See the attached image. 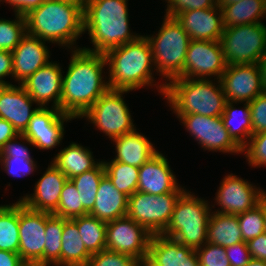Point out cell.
<instances>
[{
  "mask_svg": "<svg viewBox=\"0 0 266 266\" xmlns=\"http://www.w3.org/2000/svg\"><path fill=\"white\" fill-rule=\"evenodd\" d=\"M242 241L237 215L211 212L207 227V242L226 248Z\"/></svg>",
  "mask_w": 266,
  "mask_h": 266,
  "instance_id": "cell-29",
  "label": "cell"
},
{
  "mask_svg": "<svg viewBox=\"0 0 266 266\" xmlns=\"http://www.w3.org/2000/svg\"><path fill=\"white\" fill-rule=\"evenodd\" d=\"M220 184L215 203L221 210L213 212L238 215L255 208L266 195L262 188L232 173L227 174Z\"/></svg>",
  "mask_w": 266,
  "mask_h": 266,
  "instance_id": "cell-14",
  "label": "cell"
},
{
  "mask_svg": "<svg viewBox=\"0 0 266 266\" xmlns=\"http://www.w3.org/2000/svg\"><path fill=\"white\" fill-rule=\"evenodd\" d=\"M22 266H40L37 263H24Z\"/></svg>",
  "mask_w": 266,
  "mask_h": 266,
  "instance_id": "cell-58",
  "label": "cell"
},
{
  "mask_svg": "<svg viewBox=\"0 0 266 266\" xmlns=\"http://www.w3.org/2000/svg\"><path fill=\"white\" fill-rule=\"evenodd\" d=\"M68 178L52 163L36 182L33 194H26L19 201L28 209L53 213L60 200L64 184Z\"/></svg>",
  "mask_w": 266,
  "mask_h": 266,
  "instance_id": "cell-19",
  "label": "cell"
},
{
  "mask_svg": "<svg viewBox=\"0 0 266 266\" xmlns=\"http://www.w3.org/2000/svg\"><path fill=\"white\" fill-rule=\"evenodd\" d=\"M127 90L108 89L82 116L111 140L136 129L124 101Z\"/></svg>",
  "mask_w": 266,
  "mask_h": 266,
  "instance_id": "cell-8",
  "label": "cell"
},
{
  "mask_svg": "<svg viewBox=\"0 0 266 266\" xmlns=\"http://www.w3.org/2000/svg\"><path fill=\"white\" fill-rule=\"evenodd\" d=\"M21 84L0 86V118L10 122L19 134L28 126L31 117L40 108Z\"/></svg>",
  "mask_w": 266,
  "mask_h": 266,
  "instance_id": "cell-20",
  "label": "cell"
},
{
  "mask_svg": "<svg viewBox=\"0 0 266 266\" xmlns=\"http://www.w3.org/2000/svg\"><path fill=\"white\" fill-rule=\"evenodd\" d=\"M174 190H186L177 183V178L169 166L168 159L160 152L139 167L137 191L162 195Z\"/></svg>",
  "mask_w": 266,
  "mask_h": 266,
  "instance_id": "cell-22",
  "label": "cell"
},
{
  "mask_svg": "<svg viewBox=\"0 0 266 266\" xmlns=\"http://www.w3.org/2000/svg\"><path fill=\"white\" fill-rule=\"evenodd\" d=\"M174 18L191 40L220 41L224 31L222 11L218 4L212 8L181 12Z\"/></svg>",
  "mask_w": 266,
  "mask_h": 266,
  "instance_id": "cell-21",
  "label": "cell"
},
{
  "mask_svg": "<svg viewBox=\"0 0 266 266\" xmlns=\"http://www.w3.org/2000/svg\"><path fill=\"white\" fill-rule=\"evenodd\" d=\"M46 212L28 209L19 201V251L26 263L43 266Z\"/></svg>",
  "mask_w": 266,
  "mask_h": 266,
  "instance_id": "cell-16",
  "label": "cell"
},
{
  "mask_svg": "<svg viewBox=\"0 0 266 266\" xmlns=\"http://www.w3.org/2000/svg\"><path fill=\"white\" fill-rule=\"evenodd\" d=\"M244 266H266V261L251 258L248 263H246Z\"/></svg>",
  "mask_w": 266,
  "mask_h": 266,
  "instance_id": "cell-54",
  "label": "cell"
},
{
  "mask_svg": "<svg viewBox=\"0 0 266 266\" xmlns=\"http://www.w3.org/2000/svg\"><path fill=\"white\" fill-rule=\"evenodd\" d=\"M71 220L77 225L80 237L91 254L106 249V222L89 214Z\"/></svg>",
  "mask_w": 266,
  "mask_h": 266,
  "instance_id": "cell-32",
  "label": "cell"
},
{
  "mask_svg": "<svg viewBox=\"0 0 266 266\" xmlns=\"http://www.w3.org/2000/svg\"><path fill=\"white\" fill-rule=\"evenodd\" d=\"M63 226L64 218L46 212L43 266H60Z\"/></svg>",
  "mask_w": 266,
  "mask_h": 266,
  "instance_id": "cell-35",
  "label": "cell"
},
{
  "mask_svg": "<svg viewBox=\"0 0 266 266\" xmlns=\"http://www.w3.org/2000/svg\"><path fill=\"white\" fill-rule=\"evenodd\" d=\"M15 20L0 19V50L13 51L26 34V20L15 13Z\"/></svg>",
  "mask_w": 266,
  "mask_h": 266,
  "instance_id": "cell-38",
  "label": "cell"
},
{
  "mask_svg": "<svg viewBox=\"0 0 266 266\" xmlns=\"http://www.w3.org/2000/svg\"><path fill=\"white\" fill-rule=\"evenodd\" d=\"M51 163L70 180L75 176L94 169L99 163L95 161L93 152L81 144L72 142L61 149Z\"/></svg>",
  "mask_w": 266,
  "mask_h": 266,
  "instance_id": "cell-27",
  "label": "cell"
},
{
  "mask_svg": "<svg viewBox=\"0 0 266 266\" xmlns=\"http://www.w3.org/2000/svg\"><path fill=\"white\" fill-rule=\"evenodd\" d=\"M204 150L240 154L242 148L232 139L220 117L200 114L176 115Z\"/></svg>",
  "mask_w": 266,
  "mask_h": 266,
  "instance_id": "cell-11",
  "label": "cell"
},
{
  "mask_svg": "<svg viewBox=\"0 0 266 266\" xmlns=\"http://www.w3.org/2000/svg\"><path fill=\"white\" fill-rule=\"evenodd\" d=\"M24 17L29 35L70 50L80 49L73 46L84 34L83 0H45Z\"/></svg>",
  "mask_w": 266,
  "mask_h": 266,
  "instance_id": "cell-2",
  "label": "cell"
},
{
  "mask_svg": "<svg viewBox=\"0 0 266 266\" xmlns=\"http://www.w3.org/2000/svg\"><path fill=\"white\" fill-rule=\"evenodd\" d=\"M162 23L157 34L145 37L151 47L157 74L167 79L156 87L159 86L158 92L164 95L168 81L184 77V62L191 39L175 18L164 15Z\"/></svg>",
  "mask_w": 266,
  "mask_h": 266,
  "instance_id": "cell-6",
  "label": "cell"
},
{
  "mask_svg": "<svg viewBox=\"0 0 266 266\" xmlns=\"http://www.w3.org/2000/svg\"><path fill=\"white\" fill-rule=\"evenodd\" d=\"M243 0H217L218 6L221 7L222 5H229L232 3H237Z\"/></svg>",
  "mask_w": 266,
  "mask_h": 266,
  "instance_id": "cell-56",
  "label": "cell"
},
{
  "mask_svg": "<svg viewBox=\"0 0 266 266\" xmlns=\"http://www.w3.org/2000/svg\"><path fill=\"white\" fill-rule=\"evenodd\" d=\"M112 141L116 145V155L113 160L130 166L141 167L158 152L152 142L137 129Z\"/></svg>",
  "mask_w": 266,
  "mask_h": 266,
  "instance_id": "cell-26",
  "label": "cell"
},
{
  "mask_svg": "<svg viewBox=\"0 0 266 266\" xmlns=\"http://www.w3.org/2000/svg\"><path fill=\"white\" fill-rule=\"evenodd\" d=\"M138 260L110 250L92 254L87 266H137Z\"/></svg>",
  "mask_w": 266,
  "mask_h": 266,
  "instance_id": "cell-43",
  "label": "cell"
},
{
  "mask_svg": "<svg viewBox=\"0 0 266 266\" xmlns=\"http://www.w3.org/2000/svg\"><path fill=\"white\" fill-rule=\"evenodd\" d=\"M167 9L165 16L174 18L181 12L195 9H205L215 7L217 0H166Z\"/></svg>",
  "mask_w": 266,
  "mask_h": 266,
  "instance_id": "cell-44",
  "label": "cell"
},
{
  "mask_svg": "<svg viewBox=\"0 0 266 266\" xmlns=\"http://www.w3.org/2000/svg\"><path fill=\"white\" fill-rule=\"evenodd\" d=\"M24 263L18 253L0 250V266H22Z\"/></svg>",
  "mask_w": 266,
  "mask_h": 266,
  "instance_id": "cell-52",
  "label": "cell"
},
{
  "mask_svg": "<svg viewBox=\"0 0 266 266\" xmlns=\"http://www.w3.org/2000/svg\"><path fill=\"white\" fill-rule=\"evenodd\" d=\"M19 200L0 205V250L19 251Z\"/></svg>",
  "mask_w": 266,
  "mask_h": 266,
  "instance_id": "cell-33",
  "label": "cell"
},
{
  "mask_svg": "<svg viewBox=\"0 0 266 266\" xmlns=\"http://www.w3.org/2000/svg\"><path fill=\"white\" fill-rule=\"evenodd\" d=\"M251 258L266 261V232L247 242Z\"/></svg>",
  "mask_w": 266,
  "mask_h": 266,
  "instance_id": "cell-49",
  "label": "cell"
},
{
  "mask_svg": "<svg viewBox=\"0 0 266 266\" xmlns=\"http://www.w3.org/2000/svg\"><path fill=\"white\" fill-rule=\"evenodd\" d=\"M105 167V174L109 177L114 187L130 197L137 191L139 167L114 161H102Z\"/></svg>",
  "mask_w": 266,
  "mask_h": 266,
  "instance_id": "cell-34",
  "label": "cell"
},
{
  "mask_svg": "<svg viewBox=\"0 0 266 266\" xmlns=\"http://www.w3.org/2000/svg\"><path fill=\"white\" fill-rule=\"evenodd\" d=\"M19 133L13 125L5 119L0 118V149L10 140L18 136Z\"/></svg>",
  "mask_w": 266,
  "mask_h": 266,
  "instance_id": "cell-51",
  "label": "cell"
},
{
  "mask_svg": "<svg viewBox=\"0 0 266 266\" xmlns=\"http://www.w3.org/2000/svg\"><path fill=\"white\" fill-rule=\"evenodd\" d=\"M127 211L128 196L118 191L105 174L98 186L95 205L88 214L109 222L127 216Z\"/></svg>",
  "mask_w": 266,
  "mask_h": 266,
  "instance_id": "cell-25",
  "label": "cell"
},
{
  "mask_svg": "<svg viewBox=\"0 0 266 266\" xmlns=\"http://www.w3.org/2000/svg\"><path fill=\"white\" fill-rule=\"evenodd\" d=\"M71 53L66 74L63 71L60 110L79 119L109 89L102 74L107 64L103 53L81 48Z\"/></svg>",
  "mask_w": 266,
  "mask_h": 266,
  "instance_id": "cell-1",
  "label": "cell"
},
{
  "mask_svg": "<svg viewBox=\"0 0 266 266\" xmlns=\"http://www.w3.org/2000/svg\"><path fill=\"white\" fill-rule=\"evenodd\" d=\"M71 119L75 118L62 113L58 108L40 107L22 134L29 139L33 147L41 150L52 149L62 143L64 122Z\"/></svg>",
  "mask_w": 266,
  "mask_h": 266,
  "instance_id": "cell-15",
  "label": "cell"
},
{
  "mask_svg": "<svg viewBox=\"0 0 266 266\" xmlns=\"http://www.w3.org/2000/svg\"><path fill=\"white\" fill-rule=\"evenodd\" d=\"M45 0H0L9 3L16 14L26 15L30 10L39 7Z\"/></svg>",
  "mask_w": 266,
  "mask_h": 266,
  "instance_id": "cell-50",
  "label": "cell"
},
{
  "mask_svg": "<svg viewBox=\"0 0 266 266\" xmlns=\"http://www.w3.org/2000/svg\"><path fill=\"white\" fill-rule=\"evenodd\" d=\"M220 81L226 100L238 104L264 92L258 63L227 65Z\"/></svg>",
  "mask_w": 266,
  "mask_h": 266,
  "instance_id": "cell-17",
  "label": "cell"
},
{
  "mask_svg": "<svg viewBox=\"0 0 266 266\" xmlns=\"http://www.w3.org/2000/svg\"><path fill=\"white\" fill-rule=\"evenodd\" d=\"M230 266H244L251 259L247 242H240L225 248Z\"/></svg>",
  "mask_w": 266,
  "mask_h": 266,
  "instance_id": "cell-47",
  "label": "cell"
},
{
  "mask_svg": "<svg viewBox=\"0 0 266 266\" xmlns=\"http://www.w3.org/2000/svg\"><path fill=\"white\" fill-rule=\"evenodd\" d=\"M45 41L26 33L12 51L13 79L18 84L24 82L50 60V51Z\"/></svg>",
  "mask_w": 266,
  "mask_h": 266,
  "instance_id": "cell-23",
  "label": "cell"
},
{
  "mask_svg": "<svg viewBox=\"0 0 266 266\" xmlns=\"http://www.w3.org/2000/svg\"><path fill=\"white\" fill-rule=\"evenodd\" d=\"M88 213L82 203H80L76 186L71 180H67L60 195L59 205L52 214L66 219H72L87 215Z\"/></svg>",
  "mask_w": 266,
  "mask_h": 266,
  "instance_id": "cell-37",
  "label": "cell"
},
{
  "mask_svg": "<svg viewBox=\"0 0 266 266\" xmlns=\"http://www.w3.org/2000/svg\"><path fill=\"white\" fill-rule=\"evenodd\" d=\"M152 234L128 216L106 222V249L140 261L148 257Z\"/></svg>",
  "mask_w": 266,
  "mask_h": 266,
  "instance_id": "cell-12",
  "label": "cell"
},
{
  "mask_svg": "<svg viewBox=\"0 0 266 266\" xmlns=\"http://www.w3.org/2000/svg\"><path fill=\"white\" fill-rule=\"evenodd\" d=\"M1 168L6 174L14 177H24L37 170V164L33 158H25V156L0 157Z\"/></svg>",
  "mask_w": 266,
  "mask_h": 266,
  "instance_id": "cell-42",
  "label": "cell"
},
{
  "mask_svg": "<svg viewBox=\"0 0 266 266\" xmlns=\"http://www.w3.org/2000/svg\"><path fill=\"white\" fill-rule=\"evenodd\" d=\"M9 75L13 78L12 51L0 50V86L11 85L10 82L3 80Z\"/></svg>",
  "mask_w": 266,
  "mask_h": 266,
  "instance_id": "cell-48",
  "label": "cell"
},
{
  "mask_svg": "<svg viewBox=\"0 0 266 266\" xmlns=\"http://www.w3.org/2000/svg\"><path fill=\"white\" fill-rule=\"evenodd\" d=\"M220 42L227 65L258 63L266 52V26L253 23L224 27Z\"/></svg>",
  "mask_w": 266,
  "mask_h": 266,
  "instance_id": "cell-9",
  "label": "cell"
},
{
  "mask_svg": "<svg viewBox=\"0 0 266 266\" xmlns=\"http://www.w3.org/2000/svg\"><path fill=\"white\" fill-rule=\"evenodd\" d=\"M200 266H230L225 248L206 242L196 250Z\"/></svg>",
  "mask_w": 266,
  "mask_h": 266,
  "instance_id": "cell-41",
  "label": "cell"
},
{
  "mask_svg": "<svg viewBox=\"0 0 266 266\" xmlns=\"http://www.w3.org/2000/svg\"><path fill=\"white\" fill-rule=\"evenodd\" d=\"M252 135L266 131V92L249 102Z\"/></svg>",
  "mask_w": 266,
  "mask_h": 266,
  "instance_id": "cell-45",
  "label": "cell"
},
{
  "mask_svg": "<svg viewBox=\"0 0 266 266\" xmlns=\"http://www.w3.org/2000/svg\"><path fill=\"white\" fill-rule=\"evenodd\" d=\"M243 153L250 166H266V131L251 135L249 142L242 148Z\"/></svg>",
  "mask_w": 266,
  "mask_h": 266,
  "instance_id": "cell-40",
  "label": "cell"
},
{
  "mask_svg": "<svg viewBox=\"0 0 266 266\" xmlns=\"http://www.w3.org/2000/svg\"><path fill=\"white\" fill-rule=\"evenodd\" d=\"M211 211L208 200L185 190L179 196L169 225L162 235L196 250L207 242Z\"/></svg>",
  "mask_w": 266,
  "mask_h": 266,
  "instance_id": "cell-7",
  "label": "cell"
},
{
  "mask_svg": "<svg viewBox=\"0 0 266 266\" xmlns=\"http://www.w3.org/2000/svg\"><path fill=\"white\" fill-rule=\"evenodd\" d=\"M91 256L80 237L77 225L71 219L64 218L60 266H87Z\"/></svg>",
  "mask_w": 266,
  "mask_h": 266,
  "instance_id": "cell-28",
  "label": "cell"
},
{
  "mask_svg": "<svg viewBox=\"0 0 266 266\" xmlns=\"http://www.w3.org/2000/svg\"><path fill=\"white\" fill-rule=\"evenodd\" d=\"M128 0H83L84 33L88 31L94 48L81 49L93 53L135 41L140 35L129 28Z\"/></svg>",
  "mask_w": 266,
  "mask_h": 266,
  "instance_id": "cell-3",
  "label": "cell"
},
{
  "mask_svg": "<svg viewBox=\"0 0 266 266\" xmlns=\"http://www.w3.org/2000/svg\"><path fill=\"white\" fill-rule=\"evenodd\" d=\"M137 266H157V265L154 264L148 257H145L140 261H138Z\"/></svg>",
  "mask_w": 266,
  "mask_h": 266,
  "instance_id": "cell-55",
  "label": "cell"
},
{
  "mask_svg": "<svg viewBox=\"0 0 266 266\" xmlns=\"http://www.w3.org/2000/svg\"><path fill=\"white\" fill-rule=\"evenodd\" d=\"M21 139V140H20ZM20 140L22 142H19ZM33 146V144L29 141V139L23 134H19L13 139H10L1 149H0V157H14V156H25V158H32L30 155V150L27 145Z\"/></svg>",
  "mask_w": 266,
  "mask_h": 266,
  "instance_id": "cell-46",
  "label": "cell"
},
{
  "mask_svg": "<svg viewBox=\"0 0 266 266\" xmlns=\"http://www.w3.org/2000/svg\"><path fill=\"white\" fill-rule=\"evenodd\" d=\"M263 215H264L265 232H266V195L263 197Z\"/></svg>",
  "mask_w": 266,
  "mask_h": 266,
  "instance_id": "cell-57",
  "label": "cell"
},
{
  "mask_svg": "<svg viewBox=\"0 0 266 266\" xmlns=\"http://www.w3.org/2000/svg\"><path fill=\"white\" fill-rule=\"evenodd\" d=\"M104 56L109 66L107 82L110 89L133 91L157 85L153 84L156 81L153 54L144 35L108 50Z\"/></svg>",
  "mask_w": 266,
  "mask_h": 266,
  "instance_id": "cell-4",
  "label": "cell"
},
{
  "mask_svg": "<svg viewBox=\"0 0 266 266\" xmlns=\"http://www.w3.org/2000/svg\"><path fill=\"white\" fill-rule=\"evenodd\" d=\"M185 190H174L162 195L136 191L128 197L127 216L145 227L152 235L162 234L172 217L174 206Z\"/></svg>",
  "mask_w": 266,
  "mask_h": 266,
  "instance_id": "cell-10",
  "label": "cell"
},
{
  "mask_svg": "<svg viewBox=\"0 0 266 266\" xmlns=\"http://www.w3.org/2000/svg\"><path fill=\"white\" fill-rule=\"evenodd\" d=\"M226 67L220 41H190L184 62V78L210 79L214 76V81L220 80Z\"/></svg>",
  "mask_w": 266,
  "mask_h": 266,
  "instance_id": "cell-13",
  "label": "cell"
},
{
  "mask_svg": "<svg viewBox=\"0 0 266 266\" xmlns=\"http://www.w3.org/2000/svg\"><path fill=\"white\" fill-rule=\"evenodd\" d=\"M237 218L244 242H248L264 233L263 198L255 208L238 214Z\"/></svg>",
  "mask_w": 266,
  "mask_h": 266,
  "instance_id": "cell-39",
  "label": "cell"
},
{
  "mask_svg": "<svg viewBox=\"0 0 266 266\" xmlns=\"http://www.w3.org/2000/svg\"><path fill=\"white\" fill-rule=\"evenodd\" d=\"M104 175L105 167L103 162L100 161L94 169L70 179L79 193L80 203L88 212L95 205L98 186Z\"/></svg>",
  "mask_w": 266,
  "mask_h": 266,
  "instance_id": "cell-36",
  "label": "cell"
},
{
  "mask_svg": "<svg viewBox=\"0 0 266 266\" xmlns=\"http://www.w3.org/2000/svg\"><path fill=\"white\" fill-rule=\"evenodd\" d=\"M148 258L157 266H200L195 249L162 234L152 235Z\"/></svg>",
  "mask_w": 266,
  "mask_h": 266,
  "instance_id": "cell-24",
  "label": "cell"
},
{
  "mask_svg": "<svg viewBox=\"0 0 266 266\" xmlns=\"http://www.w3.org/2000/svg\"><path fill=\"white\" fill-rule=\"evenodd\" d=\"M61 69L59 63L49 61L21 83L38 106L47 107L52 101L51 107L60 109L63 84Z\"/></svg>",
  "mask_w": 266,
  "mask_h": 266,
  "instance_id": "cell-18",
  "label": "cell"
},
{
  "mask_svg": "<svg viewBox=\"0 0 266 266\" xmlns=\"http://www.w3.org/2000/svg\"><path fill=\"white\" fill-rule=\"evenodd\" d=\"M220 8L224 27L262 23L266 18V0H243Z\"/></svg>",
  "mask_w": 266,
  "mask_h": 266,
  "instance_id": "cell-30",
  "label": "cell"
},
{
  "mask_svg": "<svg viewBox=\"0 0 266 266\" xmlns=\"http://www.w3.org/2000/svg\"><path fill=\"white\" fill-rule=\"evenodd\" d=\"M177 77L166 83L164 98L176 115L220 117L227 102L221 81Z\"/></svg>",
  "mask_w": 266,
  "mask_h": 266,
  "instance_id": "cell-5",
  "label": "cell"
},
{
  "mask_svg": "<svg viewBox=\"0 0 266 266\" xmlns=\"http://www.w3.org/2000/svg\"><path fill=\"white\" fill-rule=\"evenodd\" d=\"M235 104L237 102L227 101L221 118L229 135L243 148L249 142L252 135L250 106L248 102H244V109L238 110L236 106L234 107ZM235 122L239 123L238 127L235 125Z\"/></svg>",
  "mask_w": 266,
  "mask_h": 266,
  "instance_id": "cell-31",
  "label": "cell"
},
{
  "mask_svg": "<svg viewBox=\"0 0 266 266\" xmlns=\"http://www.w3.org/2000/svg\"><path fill=\"white\" fill-rule=\"evenodd\" d=\"M258 66L261 74L262 87L266 92V52L262 55V58L259 60Z\"/></svg>",
  "mask_w": 266,
  "mask_h": 266,
  "instance_id": "cell-53",
  "label": "cell"
}]
</instances>
